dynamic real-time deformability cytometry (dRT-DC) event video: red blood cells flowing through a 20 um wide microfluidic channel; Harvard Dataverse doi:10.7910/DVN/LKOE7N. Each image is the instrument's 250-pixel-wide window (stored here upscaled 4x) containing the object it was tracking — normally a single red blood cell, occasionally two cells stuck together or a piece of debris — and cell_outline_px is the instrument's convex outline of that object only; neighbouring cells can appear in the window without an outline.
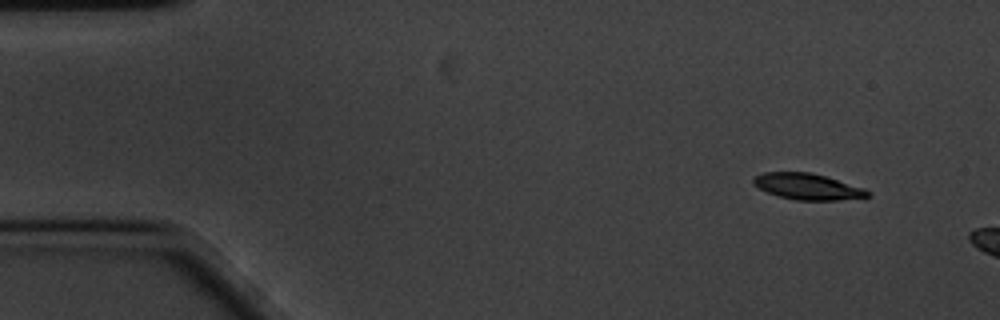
{"species": "common noctule bat (a hibernating species)", "species_latin": "Nyctalus noctula", "temperature_condition": "cold", "stored_images_in_passage": 8, "camera_frame_rate_fps": 3000, "um_per_image_px": 0.085, "animal": {"sex": "male", "body_mass_g": 20.1, "forearm_length_mm": 53.5}, "frame": {"image": 1, "passage_image": 1, "time_ms": 0.0, "image_size_px": [1000, 320], "cell_outline_px": [[872, 192], [868, 196], [840, 200], [796, 200], [780, 196], [768, 192], [752, 184], [752, 180], [756, 176], [764, 172], [808, 172], [824, 176], [864, 188]], "centroid_in_image_um": [68.64, 15.86], "position_along_channel_um": 16.4, "area_um2": 17.11}}